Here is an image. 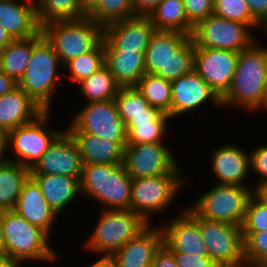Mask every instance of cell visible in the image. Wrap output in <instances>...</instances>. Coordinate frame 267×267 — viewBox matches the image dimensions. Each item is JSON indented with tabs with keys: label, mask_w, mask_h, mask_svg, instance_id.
<instances>
[{
	"label": "cell",
	"mask_w": 267,
	"mask_h": 267,
	"mask_svg": "<svg viewBox=\"0 0 267 267\" xmlns=\"http://www.w3.org/2000/svg\"><path fill=\"white\" fill-rule=\"evenodd\" d=\"M194 53L191 35L155 30L145 50L146 74H156L169 81L178 79L193 70Z\"/></svg>",
	"instance_id": "cell-1"
},
{
	"label": "cell",
	"mask_w": 267,
	"mask_h": 267,
	"mask_svg": "<svg viewBox=\"0 0 267 267\" xmlns=\"http://www.w3.org/2000/svg\"><path fill=\"white\" fill-rule=\"evenodd\" d=\"M254 42L239 52L231 87L221 99L223 106H240L256 111L267 89V47Z\"/></svg>",
	"instance_id": "cell-2"
},
{
	"label": "cell",
	"mask_w": 267,
	"mask_h": 267,
	"mask_svg": "<svg viewBox=\"0 0 267 267\" xmlns=\"http://www.w3.org/2000/svg\"><path fill=\"white\" fill-rule=\"evenodd\" d=\"M5 251L21 267L26 261L54 262L57 252L50 246L49 235L30 224L14 210L1 211Z\"/></svg>",
	"instance_id": "cell-3"
},
{
	"label": "cell",
	"mask_w": 267,
	"mask_h": 267,
	"mask_svg": "<svg viewBox=\"0 0 267 267\" xmlns=\"http://www.w3.org/2000/svg\"><path fill=\"white\" fill-rule=\"evenodd\" d=\"M132 179L124 164H83L80 191L104 209L129 210Z\"/></svg>",
	"instance_id": "cell-4"
},
{
	"label": "cell",
	"mask_w": 267,
	"mask_h": 267,
	"mask_svg": "<svg viewBox=\"0 0 267 267\" xmlns=\"http://www.w3.org/2000/svg\"><path fill=\"white\" fill-rule=\"evenodd\" d=\"M41 32L54 48L61 65L94 50L104 38V26L88 16L47 22L41 25Z\"/></svg>",
	"instance_id": "cell-5"
},
{
	"label": "cell",
	"mask_w": 267,
	"mask_h": 267,
	"mask_svg": "<svg viewBox=\"0 0 267 267\" xmlns=\"http://www.w3.org/2000/svg\"><path fill=\"white\" fill-rule=\"evenodd\" d=\"M60 64L58 55L42 32L33 36L31 60L18 86L44 111H51Z\"/></svg>",
	"instance_id": "cell-6"
},
{
	"label": "cell",
	"mask_w": 267,
	"mask_h": 267,
	"mask_svg": "<svg viewBox=\"0 0 267 267\" xmlns=\"http://www.w3.org/2000/svg\"><path fill=\"white\" fill-rule=\"evenodd\" d=\"M148 225L139 214L131 210L103 209L84 246L99 256L112 255Z\"/></svg>",
	"instance_id": "cell-7"
},
{
	"label": "cell",
	"mask_w": 267,
	"mask_h": 267,
	"mask_svg": "<svg viewBox=\"0 0 267 267\" xmlns=\"http://www.w3.org/2000/svg\"><path fill=\"white\" fill-rule=\"evenodd\" d=\"M254 186L216 184L189 208L198 216L241 226Z\"/></svg>",
	"instance_id": "cell-8"
},
{
	"label": "cell",
	"mask_w": 267,
	"mask_h": 267,
	"mask_svg": "<svg viewBox=\"0 0 267 267\" xmlns=\"http://www.w3.org/2000/svg\"><path fill=\"white\" fill-rule=\"evenodd\" d=\"M177 165L169 174L133 178L129 210L139 214L148 224L150 216L165 211L185 184ZM151 214V215H150Z\"/></svg>",
	"instance_id": "cell-9"
},
{
	"label": "cell",
	"mask_w": 267,
	"mask_h": 267,
	"mask_svg": "<svg viewBox=\"0 0 267 267\" xmlns=\"http://www.w3.org/2000/svg\"><path fill=\"white\" fill-rule=\"evenodd\" d=\"M50 113V111H43L33 121L9 132L8 148L12 147V152L17 156L16 159L9 158V161L31 169L49 149L53 141L63 132L49 128L47 123L50 121Z\"/></svg>",
	"instance_id": "cell-10"
},
{
	"label": "cell",
	"mask_w": 267,
	"mask_h": 267,
	"mask_svg": "<svg viewBox=\"0 0 267 267\" xmlns=\"http://www.w3.org/2000/svg\"><path fill=\"white\" fill-rule=\"evenodd\" d=\"M249 29L247 24L212 14L194 26L191 38L195 47L224 49L239 53L256 42V38Z\"/></svg>",
	"instance_id": "cell-11"
},
{
	"label": "cell",
	"mask_w": 267,
	"mask_h": 267,
	"mask_svg": "<svg viewBox=\"0 0 267 267\" xmlns=\"http://www.w3.org/2000/svg\"><path fill=\"white\" fill-rule=\"evenodd\" d=\"M67 131H82L105 140L127 143L126 125L114 101L89 102L72 117Z\"/></svg>",
	"instance_id": "cell-12"
},
{
	"label": "cell",
	"mask_w": 267,
	"mask_h": 267,
	"mask_svg": "<svg viewBox=\"0 0 267 267\" xmlns=\"http://www.w3.org/2000/svg\"><path fill=\"white\" fill-rule=\"evenodd\" d=\"M199 227L208 255L217 265L246 264L241 226L199 217Z\"/></svg>",
	"instance_id": "cell-13"
},
{
	"label": "cell",
	"mask_w": 267,
	"mask_h": 267,
	"mask_svg": "<svg viewBox=\"0 0 267 267\" xmlns=\"http://www.w3.org/2000/svg\"><path fill=\"white\" fill-rule=\"evenodd\" d=\"M238 52L195 47L193 70L222 99L229 91L236 71Z\"/></svg>",
	"instance_id": "cell-14"
},
{
	"label": "cell",
	"mask_w": 267,
	"mask_h": 267,
	"mask_svg": "<svg viewBox=\"0 0 267 267\" xmlns=\"http://www.w3.org/2000/svg\"><path fill=\"white\" fill-rule=\"evenodd\" d=\"M177 160L163 142L126 145L124 166L132 178L169 174Z\"/></svg>",
	"instance_id": "cell-15"
},
{
	"label": "cell",
	"mask_w": 267,
	"mask_h": 267,
	"mask_svg": "<svg viewBox=\"0 0 267 267\" xmlns=\"http://www.w3.org/2000/svg\"><path fill=\"white\" fill-rule=\"evenodd\" d=\"M82 168L78 146L66 129L32 166L30 174H55L81 178Z\"/></svg>",
	"instance_id": "cell-16"
},
{
	"label": "cell",
	"mask_w": 267,
	"mask_h": 267,
	"mask_svg": "<svg viewBox=\"0 0 267 267\" xmlns=\"http://www.w3.org/2000/svg\"><path fill=\"white\" fill-rule=\"evenodd\" d=\"M155 27L149 17L135 16L104 27V49H121L145 53Z\"/></svg>",
	"instance_id": "cell-17"
},
{
	"label": "cell",
	"mask_w": 267,
	"mask_h": 267,
	"mask_svg": "<svg viewBox=\"0 0 267 267\" xmlns=\"http://www.w3.org/2000/svg\"><path fill=\"white\" fill-rule=\"evenodd\" d=\"M161 228L164 246L170 252L209 256L200 232L199 217L189 207Z\"/></svg>",
	"instance_id": "cell-18"
},
{
	"label": "cell",
	"mask_w": 267,
	"mask_h": 267,
	"mask_svg": "<svg viewBox=\"0 0 267 267\" xmlns=\"http://www.w3.org/2000/svg\"><path fill=\"white\" fill-rule=\"evenodd\" d=\"M171 89V119L193 111L207 101L215 107H222L221 99L194 70L172 80Z\"/></svg>",
	"instance_id": "cell-19"
},
{
	"label": "cell",
	"mask_w": 267,
	"mask_h": 267,
	"mask_svg": "<svg viewBox=\"0 0 267 267\" xmlns=\"http://www.w3.org/2000/svg\"><path fill=\"white\" fill-rule=\"evenodd\" d=\"M152 227L149 224L134 239L112 254L117 267H148L152 265L156 253L164 245L161 226Z\"/></svg>",
	"instance_id": "cell-20"
},
{
	"label": "cell",
	"mask_w": 267,
	"mask_h": 267,
	"mask_svg": "<svg viewBox=\"0 0 267 267\" xmlns=\"http://www.w3.org/2000/svg\"><path fill=\"white\" fill-rule=\"evenodd\" d=\"M212 173L217 184L243 185L250 172V157L247 151L234 144H224L214 150L211 156Z\"/></svg>",
	"instance_id": "cell-21"
},
{
	"label": "cell",
	"mask_w": 267,
	"mask_h": 267,
	"mask_svg": "<svg viewBox=\"0 0 267 267\" xmlns=\"http://www.w3.org/2000/svg\"><path fill=\"white\" fill-rule=\"evenodd\" d=\"M30 224L40 227L49 236L59 214L46 202L36 181L29 176L13 209Z\"/></svg>",
	"instance_id": "cell-22"
},
{
	"label": "cell",
	"mask_w": 267,
	"mask_h": 267,
	"mask_svg": "<svg viewBox=\"0 0 267 267\" xmlns=\"http://www.w3.org/2000/svg\"><path fill=\"white\" fill-rule=\"evenodd\" d=\"M2 0L0 27L15 39H25L41 32L37 17L36 0Z\"/></svg>",
	"instance_id": "cell-23"
},
{
	"label": "cell",
	"mask_w": 267,
	"mask_h": 267,
	"mask_svg": "<svg viewBox=\"0 0 267 267\" xmlns=\"http://www.w3.org/2000/svg\"><path fill=\"white\" fill-rule=\"evenodd\" d=\"M76 142L83 164H123L127 143H118L82 131H68Z\"/></svg>",
	"instance_id": "cell-24"
},
{
	"label": "cell",
	"mask_w": 267,
	"mask_h": 267,
	"mask_svg": "<svg viewBox=\"0 0 267 267\" xmlns=\"http://www.w3.org/2000/svg\"><path fill=\"white\" fill-rule=\"evenodd\" d=\"M44 110L19 86L0 96V127L10 132L33 121Z\"/></svg>",
	"instance_id": "cell-25"
},
{
	"label": "cell",
	"mask_w": 267,
	"mask_h": 267,
	"mask_svg": "<svg viewBox=\"0 0 267 267\" xmlns=\"http://www.w3.org/2000/svg\"><path fill=\"white\" fill-rule=\"evenodd\" d=\"M105 65L120 87H135L146 74L145 53L104 49Z\"/></svg>",
	"instance_id": "cell-26"
},
{
	"label": "cell",
	"mask_w": 267,
	"mask_h": 267,
	"mask_svg": "<svg viewBox=\"0 0 267 267\" xmlns=\"http://www.w3.org/2000/svg\"><path fill=\"white\" fill-rule=\"evenodd\" d=\"M39 185L46 202L60 215L81 194V178L55 174H30Z\"/></svg>",
	"instance_id": "cell-27"
},
{
	"label": "cell",
	"mask_w": 267,
	"mask_h": 267,
	"mask_svg": "<svg viewBox=\"0 0 267 267\" xmlns=\"http://www.w3.org/2000/svg\"><path fill=\"white\" fill-rule=\"evenodd\" d=\"M30 169L13 162H0V212L13 210Z\"/></svg>",
	"instance_id": "cell-28"
},
{
	"label": "cell",
	"mask_w": 267,
	"mask_h": 267,
	"mask_svg": "<svg viewBox=\"0 0 267 267\" xmlns=\"http://www.w3.org/2000/svg\"><path fill=\"white\" fill-rule=\"evenodd\" d=\"M149 18L156 30L191 35L194 28L187 18L183 0H162Z\"/></svg>",
	"instance_id": "cell-29"
},
{
	"label": "cell",
	"mask_w": 267,
	"mask_h": 267,
	"mask_svg": "<svg viewBox=\"0 0 267 267\" xmlns=\"http://www.w3.org/2000/svg\"><path fill=\"white\" fill-rule=\"evenodd\" d=\"M33 51V36L15 39L0 51V71L17 82L23 76Z\"/></svg>",
	"instance_id": "cell-30"
},
{
	"label": "cell",
	"mask_w": 267,
	"mask_h": 267,
	"mask_svg": "<svg viewBox=\"0 0 267 267\" xmlns=\"http://www.w3.org/2000/svg\"><path fill=\"white\" fill-rule=\"evenodd\" d=\"M77 85L87 103L112 100L121 88L106 65Z\"/></svg>",
	"instance_id": "cell-31"
},
{
	"label": "cell",
	"mask_w": 267,
	"mask_h": 267,
	"mask_svg": "<svg viewBox=\"0 0 267 267\" xmlns=\"http://www.w3.org/2000/svg\"><path fill=\"white\" fill-rule=\"evenodd\" d=\"M36 8L40 25L56 20H77L88 16L83 11L80 0H36Z\"/></svg>",
	"instance_id": "cell-32"
},
{
	"label": "cell",
	"mask_w": 267,
	"mask_h": 267,
	"mask_svg": "<svg viewBox=\"0 0 267 267\" xmlns=\"http://www.w3.org/2000/svg\"><path fill=\"white\" fill-rule=\"evenodd\" d=\"M135 87L151 106L171 117V81L156 74H145Z\"/></svg>",
	"instance_id": "cell-33"
},
{
	"label": "cell",
	"mask_w": 267,
	"mask_h": 267,
	"mask_svg": "<svg viewBox=\"0 0 267 267\" xmlns=\"http://www.w3.org/2000/svg\"><path fill=\"white\" fill-rule=\"evenodd\" d=\"M114 101L125 125L140 114H164L160 109L151 106L136 87H121Z\"/></svg>",
	"instance_id": "cell-34"
},
{
	"label": "cell",
	"mask_w": 267,
	"mask_h": 267,
	"mask_svg": "<svg viewBox=\"0 0 267 267\" xmlns=\"http://www.w3.org/2000/svg\"><path fill=\"white\" fill-rule=\"evenodd\" d=\"M104 65L105 53L102 41L94 50L68 61L64 67L68 68L69 79L78 84Z\"/></svg>",
	"instance_id": "cell-35"
},
{
	"label": "cell",
	"mask_w": 267,
	"mask_h": 267,
	"mask_svg": "<svg viewBox=\"0 0 267 267\" xmlns=\"http://www.w3.org/2000/svg\"><path fill=\"white\" fill-rule=\"evenodd\" d=\"M170 116L164 113L157 121L144 124H127V145L163 142Z\"/></svg>",
	"instance_id": "cell-36"
},
{
	"label": "cell",
	"mask_w": 267,
	"mask_h": 267,
	"mask_svg": "<svg viewBox=\"0 0 267 267\" xmlns=\"http://www.w3.org/2000/svg\"><path fill=\"white\" fill-rule=\"evenodd\" d=\"M88 17L104 27L115 21L135 17L133 1L101 0L98 6L88 15Z\"/></svg>",
	"instance_id": "cell-37"
},
{
	"label": "cell",
	"mask_w": 267,
	"mask_h": 267,
	"mask_svg": "<svg viewBox=\"0 0 267 267\" xmlns=\"http://www.w3.org/2000/svg\"><path fill=\"white\" fill-rule=\"evenodd\" d=\"M213 14L227 20L247 24L250 28L262 27L251 14L246 0H214ZM256 26V27H255Z\"/></svg>",
	"instance_id": "cell-38"
},
{
	"label": "cell",
	"mask_w": 267,
	"mask_h": 267,
	"mask_svg": "<svg viewBox=\"0 0 267 267\" xmlns=\"http://www.w3.org/2000/svg\"><path fill=\"white\" fill-rule=\"evenodd\" d=\"M242 234L246 264L249 267H267V231Z\"/></svg>",
	"instance_id": "cell-39"
},
{
	"label": "cell",
	"mask_w": 267,
	"mask_h": 267,
	"mask_svg": "<svg viewBox=\"0 0 267 267\" xmlns=\"http://www.w3.org/2000/svg\"><path fill=\"white\" fill-rule=\"evenodd\" d=\"M242 232L267 231V204L254 194L247 205Z\"/></svg>",
	"instance_id": "cell-40"
},
{
	"label": "cell",
	"mask_w": 267,
	"mask_h": 267,
	"mask_svg": "<svg viewBox=\"0 0 267 267\" xmlns=\"http://www.w3.org/2000/svg\"><path fill=\"white\" fill-rule=\"evenodd\" d=\"M189 22L195 26L213 14L214 0H183Z\"/></svg>",
	"instance_id": "cell-41"
},
{
	"label": "cell",
	"mask_w": 267,
	"mask_h": 267,
	"mask_svg": "<svg viewBox=\"0 0 267 267\" xmlns=\"http://www.w3.org/2000/svg\"><path fill=\"white\" fill-rule=\"evenodd\" d=\"M250 157V168L260 176L258 184H255L254 190L259 186L267 183V144L260 145L255 148L249 154Z\"/></svg>",
	"instance_id": "cell-42"
},
{
	"label": "cell",
	"mask_w": 267,
	"mask_h": 267,
	"mask_svg": "<svg viewBox=\"0 0 267 267\" xmlns=\"http://www.w3.org/2000/svg\"><path fill=\"white\" fill-rule=\"evenodd\" d=\"M178 267H219L209 256L171 252Z\"/></svg>",
	"instance_id": "cell-43"
},
{
	"label": "cell",
	"mask_w": 267,
	"mask_h": 267,
	"mask_svg": "<svg viewBox=\"0 0 267 267\" xmlns=\"http://www.w3.org/2000/svg\"><path fill=\"white\" fill-rule=\"evenodd\" d=\"M252 17L267 31V0H246Z\"/></svg>",
	"instance_id": "cell-44"
},
{
	"label": "cell",
	"mask_w": 267,
	"mask_h": 267,
	"mask_svg": "<svg viewBox=\"0 0 267 267\" xmlns=\"http://www.w3.org/2000/svg\"><path fill=\"white\" fill-rule=\"evenodd\" d=\"M134 16L149 17L162 0H132Z\"/></svg>",
	"instance_id": "cell-45"
},
{
	"label": "cell",
	"mask_w": 267,
	"mask_h": 267,
	"mask_svg": "<svg viewBox=\"0 0 267 267\" xmlns=\"http://www.w3.org/2000/svg\"><path fill=\"white\" fill-rule=\"evenodd\" d=\"M152 267H178L173 254L163 245L155 255Z\"/></svg>",
	"instance_id": "cell-46"
},
{
	"label": "cell",
	"mask_w": 267,
	"mask_h": 267,
	"mask_svg": "<svg viewBox=\"0 0 267 267\" xmlns=\"http://www.w3.org/2000/svg\"><path fill=\"white\" fill-rule=\"evenodd\" d=\"M17 87L18 82L14 78L0 71V96L13 91Z\"/></svg>",
	"instance_id": "cell-47"
},
{
	"label": "cell",
	"mask_w": 267,
	"mask_h": 267,
	"mask_svg": "<svg viewBox=\"0 0 267 267\" xmlns=\"http://www.w3.org/2000/svg\"><path fill=\"white\" fill-rule=\"evenodd\" d=\"M9 141V132L0 127V162L8 161L9 157H4L7 152Z\"/></svg>",
	"instance_id": "cell-48"
},
{
	"label": "cell",
	"mask_w": 267,
	"mask_h": 267,
	"mask_svg": "<svg viewBox=\"0 0 267 267\" xmlns=\"http://www.w3.org/2000/svg\"><path fill=\"white\" fill-rule=\"evenodd\" d=\"M89 267H117V265L112 255L102 254V256Z\"/></svg>",
	"instance_id": "cell-49"
},
{
	"label": "cell",
	"mask_w": 267,
	"mask_h": 267,
	"mask_svg": "<svg viewBox=\"0 0 267 267\" xmlns=\"http://www.w3.org/2000/svg\"><path fill=\"white\" fill-rule=\"evenodd\" d=\"M163 114H140L134 116L128 124H144L151 123V121H157Z\"/></svg>",
	"instance_id": "cell-50"
},
{
	"label": "cell",
	"mask_w": 267,
	"mask_h": 267,
	"mask_svg": "<svg viewBox=\"0 0 267 267\" xmlns=\"http://www.w3.org/2000/svg\"><path fill=\"white\" fill-rule=\"evenodd\" d=\"M83 11L89 15L101 2V0H80Z\"/></svg>",
	"instance_id": "cell-51"
},
{
	"label": "cell",
	"mask_w": 267,
	"mask_h": 267,
	"mask_svg": "<svg viewBox=\"0 0 267 267\" xmlns=\"http://www.w3.org/2000/svg\"><path fill=\"white\" fill-rule=\"evenodd\" d=\"M0 267H18L7 254L6 251H0Z\"/></svg>",
	"instance_id": "cell-52"
},
{
	"label": "cell",
	"mask_w": 267,
	"mask_h": 267,
	"mask_svg": "<svg viewBox=\"0 0 267 267\" xmlns=\"http://www.w3.org/2000/svg\"><path fill=\"white\" fill-rule=\"evenodd\" d=\"M13 40L14 39L10 36V34L4 28L0 27V51Z\"/></svg>",
	"instance_id": "cell-53"
},
{
	"label": "cell",
	"mask_w": 267,
	"mask_h": 267,
	"mask_svg": "<svg viewBox=\"0 0 267 267\" xmlns=\"http://www.w3.org/2000/svg\"><path fill=\"white\" fill-rule=\"evenodd\" d=\"M255 194L267 204V183L259 186L255 190Z\"/></svg>",
	"instance_id": "cell-54"
},
{
	"label": "cell",
	"mask_w": 267,
	"mask_h": 267,
	"mask_svg": "<svg viewBox=\"0 0 267 267\" xmlns=\"http://www.w3.org/2000/svg\"><path fill=\"white\" fill-rule=\"evenodd\" d=\"M0 251H5V241H4V235H3L1 212H0Z\"/></svg>",
	"instance_id": "cell-55"
},
{
	"label": "cell",
	"mask_w": 267,
	"mask_h": 267,
	"mask_svg": "<svg viewBox=\"0 0 267 267\" xmlns=\"http://www.w3.org/2000/svg\"><path fill=\"white\" fill-rule=\"evenodd\" d=\"M265 108V109H264ZM258 109H264L267 110V89L265 90L263 97H262V101L261 103L258 105V107L256 108V110L258 111Z\"/></svg>",
	"instance_id": "cell-56"
},
{
	"label": "cell",
	"mask_w": 267,
	"mask_h": 267,
	"mask_svg": "<svg viewBox=\"0 0 267 267\" xmlns=\"http://www.w3.org/2000/svg\"><path fill=\"white\" fill-rule=\"evenodd\" d=\"M219 267H249L247 264L238 265V266H219Z\"/></svg>",
	"instance_id": "cell-57"
},
{
	"label": "cell",
	"mask_w": 267,
	"mask_h": 267,
	"mask_svg": "<svg viewBox=\"0 0 267 267\" xmlns=\"http://www.w3.org/2000/svg\"><path fill=\"white\" fill-rule=\"evenodd\" d=\"M1 13H2V0H0V24H1Z\"/></svg>",
	"instance_id": "cell-58"
}]
</instances>
